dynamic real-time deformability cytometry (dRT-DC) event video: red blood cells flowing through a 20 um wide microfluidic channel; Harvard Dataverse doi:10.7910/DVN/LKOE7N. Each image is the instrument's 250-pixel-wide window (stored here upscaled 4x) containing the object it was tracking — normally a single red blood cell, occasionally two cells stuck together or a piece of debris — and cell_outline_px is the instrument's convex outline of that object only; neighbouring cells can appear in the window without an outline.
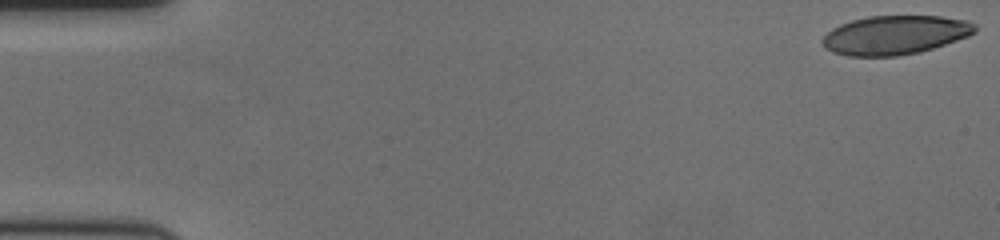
{"species": "human", "species_latin": "Homo sapiens", "temperature_condition": "cold", "stored_images_in_passage": 59, "camera_frame_rate_fps": 3000, "um_per_image_px": 0.085, "donor": {"sex": "female"}, "frame": {"image": 1, "passage_image": 1, "time_ms": 0.0, "image_size_px": [1000, 240], "cell_outline_px": [[976, 32], [968, 36], [920, 52], [896, 56], [848, 56], [832, 52], [824, 48], [820, 40], [832, 28], [840, 24], [852, 20], [868, 16], [940, 16], [968, 20], [976, 24]], "centroid_in_image_um": [76.06, 2.97], "position_along_channel_um": 8.9, "area_um2": 34.74}}
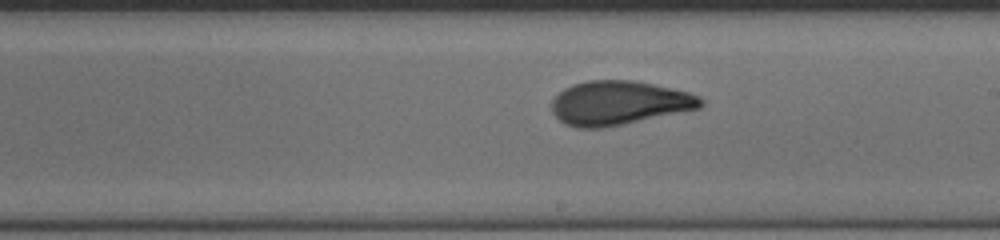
{"frame": {"image": 2, "passage_image": 34, "time_ms": 11.0, "image_size_px": [1000, 240], "cell_outline_px": [[704, 104], [700, 108], [624, 124], [604, 128], [576, 128], [564, 124], [552, 112], [552, 100], [564, 88], [572, 84], [588, 80], [632, 80], [652, 84], [688, 92], [700, 96], [704, 100]], "centroid_in_image_um": [52.6, 8.75], "position_along_channel_um": 236.4, "area_um2": 38.26}}
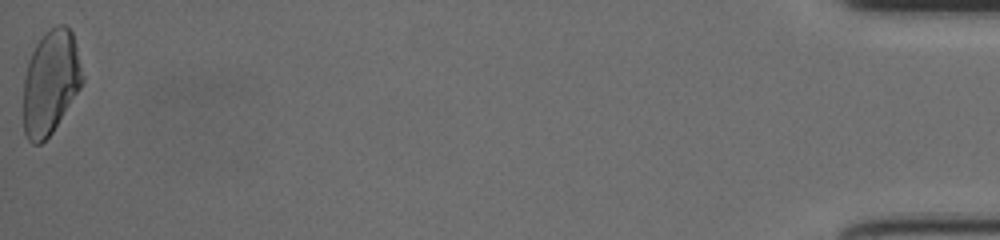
{"frame": {"image": 3, "passage_image": 59, "time_ms": 19.333, "image_size_px": [1000, 240], "cell_outline_px": [[84, 80], [80, 88], [52, 132], [40, 144], [32, 144], [28, 140], [24, 132], [24, 76], [28, 60], [36, 44], [44, 32], [56, 24], [64, 24], [72, 32], [84, 76]], "centroid_in_image_um": [4.29, 6.98], "position_along_channel_um": 430.9, "area_um2": 35.72}, "authors_computed_cell_mechanics": {"area_um2": 36.8186, "velocity_mm_per_s": 3.5402, "shape_relaxation_time_tau1_ms": 4.4035, "shape_relaxation_time_tau2_ms": 1.5233, "deformation_change_tau1": 0.1576, "deformation_change_tau2": 0.0682}}